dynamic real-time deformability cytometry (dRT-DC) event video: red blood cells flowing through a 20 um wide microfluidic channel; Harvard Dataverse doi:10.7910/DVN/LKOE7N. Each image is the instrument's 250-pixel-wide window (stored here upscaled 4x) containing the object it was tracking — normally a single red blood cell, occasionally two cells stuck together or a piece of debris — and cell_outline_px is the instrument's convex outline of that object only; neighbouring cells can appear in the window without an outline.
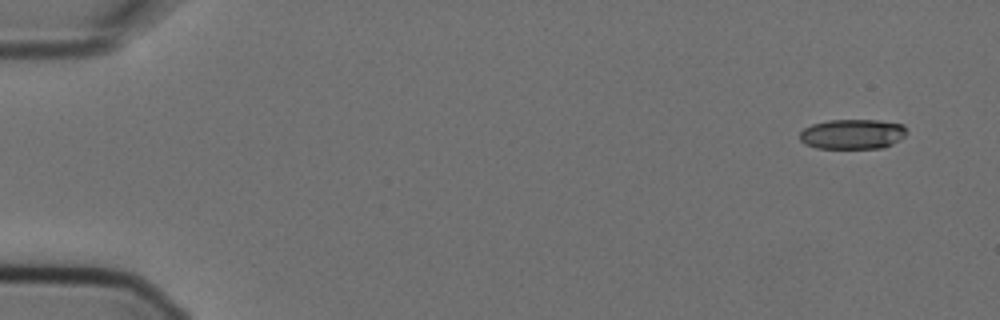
{"species": "Egyptian fruit bat (a non-hibernating species)", "species_latin": "Rousettus aegyptiacus", "temperature_condition": "cold", "stored_images_in_passage": 6, "segment_of_instrument_passage": [1, 2], "camera_frame_rate_fps": 3000, "um_per_image_px": 0.085, "animal": {"sex": "female"}, "frame": {"image": 1, "passage_image": 1, "time_ms": 0.0, "image_size_px": [1000, 320], "cell_outline_px": [[904, 136], [900, 140], [884, 148], [816, 148], [804, 144], [800, 140], [800, 132], [804, 128], [812, 124], [828, 120], [880, 120], [904, 124]], "centroid_in_image_um": [72.44, 11.4], "position_along_channel_um": 12.6, "area_um2": 18.73}}